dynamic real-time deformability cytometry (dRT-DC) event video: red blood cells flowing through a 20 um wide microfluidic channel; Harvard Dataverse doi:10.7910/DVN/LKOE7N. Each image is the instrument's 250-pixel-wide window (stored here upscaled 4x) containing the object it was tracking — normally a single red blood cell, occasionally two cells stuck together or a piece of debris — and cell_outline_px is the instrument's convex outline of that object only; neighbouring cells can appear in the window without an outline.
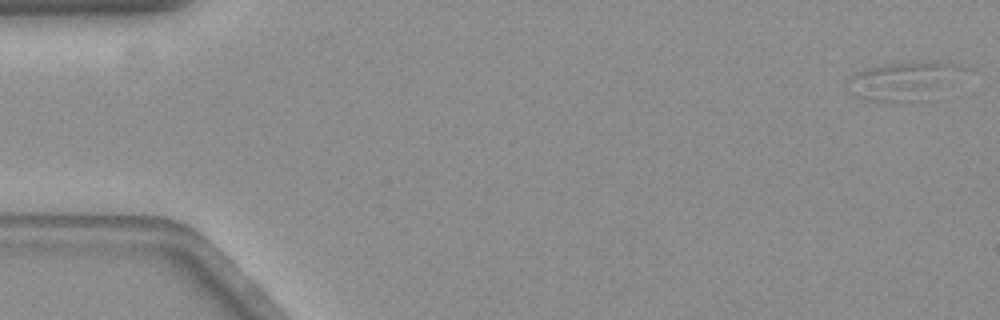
{"species": "common noctule bat (a hibernating species)", "species_latin": "Nyctalus noctula", "temperature_condition": "warm", "stored_images_in_passage": 49, "camera_frame_rate_fps": 3000, "um_per_image_px": 0.085, "animal": {"sex": "female", "body_mass_g": 19.3, "forearm_length_mm": 54.1}, "frame": {"image": 1, "passage_image": 1, "time_ms": 0.0, "image_size_px": [1000, 320], "cell_outline_px": [[968, 68], [928, 100], [860, 100], [852, 96], [848, 80], [848, 76], [864, 68], [888, 64], [936, 60]], "centroid_in_image_um": [76.77, 6.85], "position_along_channel_um": 8.2, "area_um2": 25.55}}
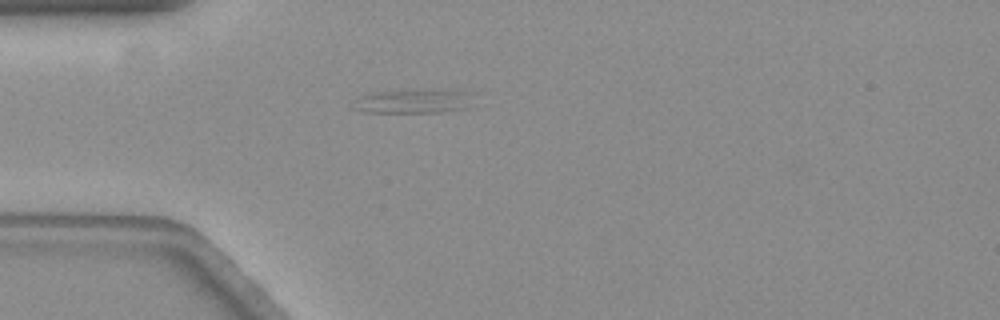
{"frame": {"image": 2, "passage_image": 17, "time_ms": 5.333, "image_size_px": [1000, 320], "cell_outline_px": [[468, 108], [440, 112], [360, 112], [352, 108], [356, 100], [360, 96], [368, 92], [396, 88], [460, 88], [468, 92]], "centroid_in_image_um": [35.09, 8.53], "position_along_channel_um": 49.9, "area_um2": 17.98}}
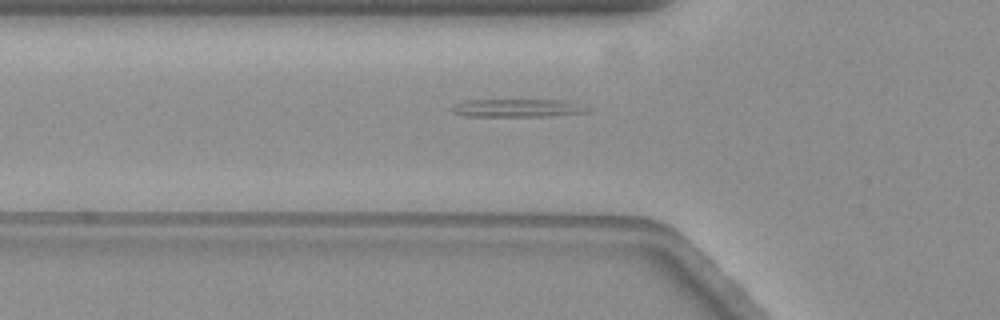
{"frame": {"image": 3, "passage_image": 21, "time_ms": 6.667, "image_size_px": [1000, 320], "cell_outline_px": [[592, 108], [588, 112], [544, 116], [464, 116], [452, 112], [448, 108], [452, 104], [464, 100], [564, 100]], "centroid_in_image_um": [43.9, 9.18], "position_along_channel_um": 81.9, "area_um2": 14.33}}